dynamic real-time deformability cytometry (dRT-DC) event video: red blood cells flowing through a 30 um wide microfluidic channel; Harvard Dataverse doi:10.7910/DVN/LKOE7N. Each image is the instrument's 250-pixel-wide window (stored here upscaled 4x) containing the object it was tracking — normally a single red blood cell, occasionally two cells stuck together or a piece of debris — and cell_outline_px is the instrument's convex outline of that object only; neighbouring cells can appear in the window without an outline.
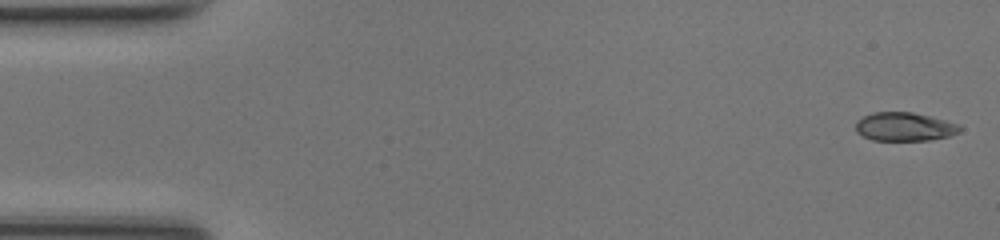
{"species": "common noctule bat (a hibernating species)", "species_latin": "Nyctalus noctula", "temperature_condition": "room temperature", "stored_images_in_passage": 48, "camera_frame_rate_fps": 3000, "um_per_image_px": 0.085, "animal": {"sex": "female", "body_mass_g": 17.0, "forearm_length_mm": 48.0}, "frame": {"image": 1, "passage_image": 1, "time_ms": 0.0, "image_size_px": [1000, 240], "cell_outline_px": [[964, 128], [960, 132], [952, 136], [928, 140], [872, 140], [856, 132], [856, 120], [872, 112], [912, 112], [960, 124]], "centroid_in_image_um": [76.91, 10.77], "position_along_channel_um": 8.1, "area_um2": 17.46}}
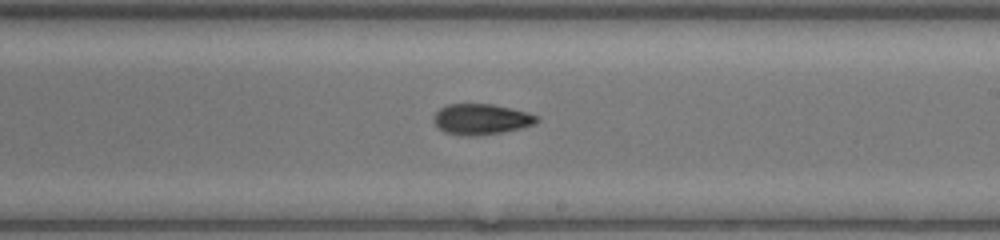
{"frame": {"image": 2, "passage_image": 28, "time_ms": 9.0, "image_size_px": [1000, 240], "cell_outline_px": [[540, 120], [536, 124], [520, 128], [500, 132], [472, 136], [468, 136], [444, 132], [432, 120], [436, 112], [440, 108], [448, 104], [492, 104], [528, 112], [540, 116]], "centroid_in_image_um": [40.93, 10.12], "position_along_channel_um": 248.1, "area_um2": 18.38}}
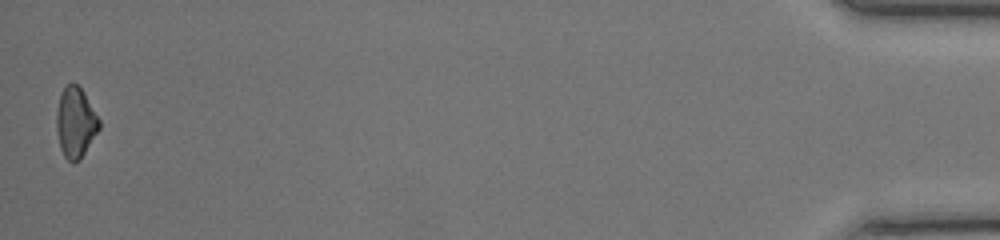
{"frame": {"image": 3, "passage_image": 48, "time_ms": 15.667, "image_size_px": [1000, 240], "cell_outline_px": [[100, 128], [80, 160], [68, 160], [64, 156], [60, 148], [56, 128], [56, 112], [60, 96], [64, 88], [68, 84], [76, 84], [84, 92], [100, 120]], "centroid_in_image_um": [6.42, 10.41], "position_along_channel_um": 428.8, "area_um2": 17.28}, "authors_computed_cell_mechanics": {"area_um2": 18.0914, "velocity_mm_per_s": 4.2538, "shape_relaxation_time_tau1_ms": null, "shape_relaxation_time_tau2_ms": 6.7428, "deformation_change_tau1": null, "deformation_change_tau2": 0.1215}}